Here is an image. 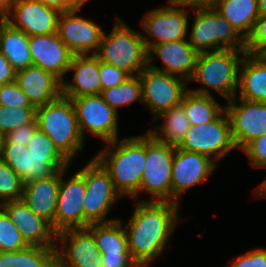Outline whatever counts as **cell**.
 Listing matches in <instances>:
<instances>
[{
    "mask_svg": "<svg viewBox=\"0 0 266 267\" xmlns=\"http://www.w3.org/2000/svg\"><path fill=\"white\" fill-rule=\"evenodd\" d=\"M179 207L175 202H136L125 232L129 255L138 267L149 266L165 250L180 221Z\"/></svg>",
    "mask_w": 266,
    "mask_h": 267,
    "instance_id": "obj_1",
    "label": "cell"
},
{
    "mask_svg": "<svg viewBox=\"0 0 266 267\" xmlns=\"http://www.w3.org/2000/svg\"><path fill=\"white\" fill-rule=\"evenodd\" d=\"M107 144L94 158L108 172L122 197H138L146 161V134L120 141L116 139Z\"/></svg>",
    "mask_w": 266,
    "mask_h": 267,
    "instance_id": "obj_2",
    "label": "cell"
},
{
    "mask_svg": "<svg viewBox=\"0 0 266 267\" xmlns=\"http://www.w3.org/2000/svg\"><path fill=\"white\" fill-rule=\"evenodd\" d=\"M246 53V50L233 49L199 53L190 81L201 83L203 88L190 89L189 91L200 95L211 96L210 89H212L227 101H230L236 96L239 66Z\"/></svg>",
    "mask_w": 266,
    "mask_h": 267,
    "instance_id": "obj_3",
    "label": "cell"
},
{
    "mask_svg": "<svg viewBox=\"0 0 266 267\" xmlns=\"http://www.w3.org/2000/svg\"><path fill=\"white\" fill-rule=\"evenodd\" d=\"M38 129L48 135L57 149L71 162L83 150L76 111L72 100L61 95L52 102L36 107Z\"/></svg>",
    "mask_w": 266,
    "mask_h": 267,
    "instance_id": "obj_4",
    "label": "cell"
},
{
    "mask_svg": "<svg viewBox=\"0 0 266 267\" xmlns=\"http://www.w3.org/2000/svg\"><path fill=\"white\" fill-rule=\"evenodd\" d=\"M147 54L142 33L132 30L122 19L117 18L109 35L104 32L95 55L99 61L122 69L130 76H135L147 67Z\"/></svg>",
    "mask_w": 266,
    "mask_h": 267,
    "instance_id": "obj_5",
    "label": "cell"
},
{
    "mask_svg": "<svg viewBox=\"0 0 266 267\" xmlns=\"http://www.w3.org/2000/svg\"><path fill=\"white\" fill-rule=\"evenodd\" d=\"M192 9L196 12L189 34V43L198 53L208 52V49L246 50L245 40L213 6L192 7Z\"/></svg>",
    "mask_w": 266,
    "mask_h": 267,
    "instance_id": "obj_6",
    "label": "cell"
},
{
    "mask_svg": "<svg viewBox=\"0 0 266 267\" xmlns=\"http://www.w3.org/2000/svg\"><path fill=\"white\" fill-rule=\"evenodd\" d=\"M78 172L85 180L86 189L83 199L84 228L93 223L116 220L106 216L122 196L115 189L108 172L94 157Z\"/></svg>",
    "mask_w": 266,
    "mask_h": 267,
    "instance_id": "obj_7",
    "label": "cell"
},
{
    "mask_svg": "<svg viewBox=\"0 0 266 267\" xmlns=\"http://www.w3.org/2000/svg\"><path fill=\"white\" fill-rule=\"evenodd\" d=\"M176 146L164 144L146 132V161L139 192L153 197L147 201L171 202L172 162Z\"/></svg>",
    "mask_w": 266,
    "mask_h": 267,
    "instance_id": "obj_8",
    "label": "cell"
},
{
    "mask_svg": "<svg viewBox=\"0 0 266 267\" xmlns=\"http://www.w3.org/2000/svg\"><path fill=\"white\" fill-rule=\"evenodd\" d=\"M177 148L203 154L211 159L214 157V161H220L232 152L236 147L232 140L231 123L226 110L210 123L191 126Z\"/></svg>",
    "mask_w": 266,
    "mask_h": 267,
    "instance_id": "obj_9",
    "label": "cell"
},
{
    "mask_svg": "<svg viewBox=\"0 0 266 267\" xmlns=\"http://www.w3.org/2000/svg\"><path fill=\"white\" fill-rule=\"evenodd\" d=\"M142 85V103L146 104L155 120L161 113L182 103L189 91L184 78L144 68L139 73Z\"/></svg>",
    "mask_w": 266,
    "mask_h": 267,
    "instance_id": "obj_10",
    "label": "cell"
},
{
    "mask_svg": "<svg viewBox=\"0 0 266 267\" xmlns=\"http://www.w3.org/2000/svg\"><path fill=\"white\" fill-rule=\"evenodd\" d=\"M74 105L78 127L83 139L84 134L99 137L109 143L118 138V113L111 108L101 95H85L71 98Z\"/></svg>",
    "mask_w": 266,
    "mask_h": 267,
    "instance_id": "obj_11",
    "label": "cell"
},
{
    "mask_svg": "<svg viewBox=\"0 0 266 267\" xmlns=\"http://www.w3.org/2000/svg\"><path fill=\"white\" fill-rule=\"evenodd\" d=\"M188 13L186 5L171 0H169V6H162L148 11L141 22V26L144 32H147L145 34L148 37L155 38V41L149 40L142 33L147 52L157 44L184 40L188 32V17L190 15Z\"/></svg>",
    "mask_w": 266,
    "mask_h": 267,
    "instance_id": "obj_12",
    "label": "cell"
},
{
    "mask_svg": "<svg viewBox=\"0 0 266 267\" xmlns=\"http://www.w3.org/2000/svg\"><path fill=\"white\" fill-rule=\"evenodd\" d=\"M56 240L57 267H102L101 252L86 228L62 230Z\"/></svg>",
    "mask_w": 266,
    "mask_h": 267,
    "instance_id": "obj_13",
    "label": "cell"
},
{
    "mask_svg": "<svg viewBox=\"0 0 266 267\" xmlns=\"http://www.w3.org/2000/svg\"><path fill=\"white\" fill-rule=\"evenodd\" d=\"M234 97L225 106L236 148L243 150L252 140L266 134V103Z\"/></svg>",
    "mask_w": 266,
    "mask_h": 267,
    "instance_id": "obj_14",
    "label": "cell"
},
{
    "mask_svg": "<svg viewBox=\"0 0 266 267\" xmlns=\"http://www.w3.org/2000/svg\"><path fill=\"white\" fill-rule=\"evenodd\" d=\"M216 165L214 159L208 156L176 147L172 162L171 202L180 204V195L206 181Z\"/></svg>",
    "mask_w": 266,
    "mask_h": 267,
    "instance_id": "obj_15",
    "label": "cell"
},
{
    "mask_svg": "<svg viewBox=\"0 0 266 267\" xmlns=\"http://www.w3.org/2000/svg\"><path fill=\"white\" fill-rule=\"evenodd\" d=\"M67 168L60 170V185L54 217V231L84 228L83 199L85 196V180L79 172H75L67 181L63 178Z\"/></svg>",
    "mask_w": 266,
    "mask_h": 267,
    "instance_id": "obj_16",
    "label": "cell"
},
{
    "mask_svg": "<svg viewBox=\"0 0 266 267\" xmlns=\"http://www.w3.org/2000/svg\"><path fill=\"white\" fill-rule=\"evenodd\" d=\"M79 10L60 13L57 34L74 55L96 54L104 31L94 22L77 16Z\"/></svg>",
    "mask_w": 266,
    "mask_h": 267,
    "instance_id": "obj_17",
    "label": "cell"
},
{
    "mask_svg": "<svg viewBox=\"0 0 266 267\" xmlns=\"http://www.w3.org/2000/svg\"><path fill=\"white\" fill-rule=\"evenodd\" d=\"M1 160L7 163L23 181L45 178L68 168L72 163L66 157H36L25 145L20 144H5Z\"/></svg>",
    "mask_w": 266,
    "mask_h": 267,
    "instance_id": "obj_18",
    "label": "cell"
},
{
    "mask_svg": "<svg viewBox=\"0 0 266 267\" xmlns=\"http://www.w3.org/2000/svg\"><path fill=\"white\" fill-rule=\"evenodd\" d=\"M0 207L15 224L28 246L57 247V233L52 226L36 215L22 199L3 202Z\"/></svg>",
    "mask_w": 266,
    "mask_h": 267,
    "instance_id": "obj_19",
    "label": "cell"
},
{
    "mask_svg": "<svg viewBox=\"0 0 266 267\" xmlns=\"http://www.w3.org/2000/svg\"><path fill=\"white\" fill-rule=\"evenodd\" d=\"M60 13L35 0H16L5 21L28 36L48 35L57 33Z\"/></svg>",
    "mask_w": 266,
    "mask_h": 267,
    "instance_id": "obj_20",
    "label": "cell"
},
{
    "mask_svg": "<svg viewBox=\"0 0 266 267\" xmlns=\"http://www.w3.org/2000/svg\"><path fill=\"white\" fill-rule=\"evenodd\" d=\"M29 49L34 66L53 74L61 82L64 81L74 54L57 33L29 36Z\"/></svg>",
    "mask_w": 266,
    "mask_h": 267,
    "instance_id": "obj_21",
    "label": "cell"
},
{
    "mask_svg": "<svg viewBox=\"0 0 266 267\" xmlns=\"http://www.w3.org/2000/svg\"><path fill=\"white\" fill-rule=\"evenodd\" d=\"M148 67L167 74L177 75L189 81L196 67L198 52L191 46L189 40L169 41L154 45L148 52ZM154 53V54H153ZM156 55L164 67L152 64Z\"/></svg>",
    "mask_w": 266,
    "mask_h": 267,
    "instance_id": "obj_22",
    "label": "cell"
},
{
    "mask_svg": "<svg viewBox=\"0 0 266 267\" xmlns=\"http://www.w3.org/2000/svg\"><path fill=\"white\" fill-rule=\"evenodd\" d=\"M60 185V171L45 178L24 181L22 200L54 230V217Z\"/></svg>",
    "mask_w": 266,
    "mask_h": 267,
    "instance_id": "obj_23",
    "label": "cell"
},
{
    "mask_svg": "<svg viewBox=\"0 0 266 267\" xmlns=\"http://www.w3.org/2000/svg\"><path fill=\"white\" fill-rule=\"evenodd\" d=\"M15 82L35 107L48 104L62 95V82L38 66L31 65L17 71Z\"/></svg>",
    "mask_w": 266,
    "mask_h": 267,
    "instance_id": "obj_24",
    "label": "cell"
},
{
    "mask_svg": "<svg viewBox=\"0 0 266 267\" xmlns=\"http://www.w3.org/2000/svg\"><path fill=\"white\" fill-rule=\"evenodd\" d=\"M100 61L95 54L74 55L68 69L73 72V82H62V95L75 98L101 94Z\"/></svg>",
    "mask_w": 266,
    "mask_h": 267,
    "instance_id": "obj_25",
    "label": "cell"
},
{
    "mask_svg": "<svg viewBox=\"0 0 266 267\" xmlns=\"http://www.w3.org/2000/svg\"><path fill=\"white\" fill-rule=\"evenodd\" d=\"M240 66L239 98L266 103V58L246 53Z\"/></svg>",
    "mask_w": 266,
    "mask_h": 267,
    "instance_id": "obj_26",
    "label": "cell"
},
{
    "mask_svg": "<svg viewBox=\"0 0 266 267\" xmlns=\"http://www.w3.org/2000/svg\"><path fill=\"white\" fill-rule=\"evenodd\" d=\"M213 7L246 40L259 18L258 0H217Z\"/></svg>",
    "mask_w": 266,
    "mask_h": 267,
    "instance_id": "obj_27",
    "label": "cell"
},
{
    "mask_svg": "<svg viewBox=\"0 0 266 267\" xmlns=\"http://www.w3.org/2000/svg\"><path fill=\"white\" fill-rule=\"evenodd\" d=\"M0 52L16 72L33 65L29 36L5 20L0 23Z\"/></svg>",
    "mask_w": 266,
    "mask_h": 267,
    "instance_id": "obj_28",
    "label": "cell"
},
{
    "mask_svg": "<svg viewBox=\"0 0 266 267\" xmlns=\"http://www.w3.org/2000/svg\"><path fill=\"white\" fill-rule=\"evenodd\" d=\"M122 220L93 223L86 229L93 235L101 254H129L127 235Z\"/></svg>",
    "mask_w": 266,
    "mask_h": 267,
    "instance_id": "obj_29",
    "label": "cell"
},
{
    "mask_svg": "<svg viewBox=\"0 0 266 267\" xmlns=\"http://www.w3.org/2000/svg\"><path fill=\"white\" fill-rule=\"evenodd\" d=\"M162 118L164 119V124L162 126H157L154 130L149 129L147 132L156 140L177 147L191 127L183 106L180 104L172 107L168 111L161 113L155 120Z\"/></svg>",
    "mask_w": 266,
    "mask_h": 267,
    "instance_id": "obj_30",
    "label": "cell"
},
{
    "mask_svg": "<svg viewBox=\"0 0 266 267\" xmlns=\"http://www.w3.org/2000/svg\"><path fill=\"white\" fill-rule=\"evenodd\" d=\"M56 247L27 246L19 251L0 252V267H55Z\"/></svg>",
    "mask_w": 266,
    "mask_h": 267,
    "instance_id": "obj_31",
    "label": "cell"
},
{
    "mask_svg": "<svg viewBox=\"0 0 266 267\" xmlns=\"http://www.w3.org/2000/svg\"><path fill=\"white\" fill-rule=\"evenodd\" d=\"M181 105L191 126L210 123L225 110V106H221L212 95H200L191 91L184 95Z\"/></svg>",
    "mask_w": 266,
    "mask_h": 267,
    "instance_id": "obj_32",
    "label": "cell"
},
{
    "mask_svg": "<svg viewBox=\"0 0 266 267\" xmlns=\"http://www.w3.org/2000/svg\"><path fill=\"white\" fill-rule=\"evenodd\" d=\"M100 95L117 113L121 106L137 100L142 103V85L139 75L130 76L122 84L102 90Z\"/></svg>",
    "mask_w": 266,
    "mask_h": 267,
    "instance_id": "obj_33",
    "label": "cell"
},
{
    "mask_svg": "<svg viewBox=\"0 0 266 267\" xmlns=\"http://www.w3.org/2000/svg\"><path fill=\"white\" fill-rule=\"evenodd\" d=\"M36 119V107L13 108L0 105V132L4 135Z\"/></svg>",
    "mask_w": 266,
    "mask_h": 267,
    "instance_id": "obj_34",
    "label": "cell"
},
{
    "mask_svg": "<svg viewBox=\"0 0 266 267\" xmlns=\"http://www.w3.org/2000/svg\"><path fill=\"white\" fill-rule=\"evenodd\" d=\"M23 188L22 178L7 163L0 160V204L21 200Z\"/></svg>",
    "mask_w": 266,
    "mask_h": 267,
    "instance_id": "obj_35",
    "label": "cell"
},
{
    "mask_svg": "<svg viewBox=\"0 0 266 267\" xmlns=\"http://www.w3.org/2000/svg\"><path fill=\"white\" fill-rule=\"evenodd\" d=\"M27 246L15 224L0 207V252L19 251Z\"/></svg>",
    "mask_w": 266,
    "mask_h": 267,
    "instance_id": "obj_36",
    "label": "cell"
},
{
    "mask_svg": "<svg viewBox=\"0 0 266 267\" xmlns=\"http://www.w3.org/2000/svg\"><path fill=\"white\" fill-rule=\"evenodd\" d=\"M29 152L36 157H65L47 134L37 129L26 144Z\"/></svg>",
    "mask_w": 266,
    "mask_h": 267,
    "instance_id": "obj_37",
    "label": "cell"
},
{
    "mask_svg": "<svg viewBox=\"0 0 266 267\" xmlns=\"http://www.w3.org/2000/svg\"><path fill=\"white\" fill-rule=\"evenodd\" d=\"M246 52L251 55L263 56L266 53V15L259 16L253 30L245 40Z\"/></svg>",
    "mask_w": 266,
    "mask_h": 267,
    "instance_id": "obj_38",
    "label": "cell"
},
{
    "mask_svg": "<svg viewBox=\"0 0 266 267\" xmlns=\"http://www.w3.org/2000/svg\"><path fill=\"white\" fill-rule=\"evenodd\" d=\"M0 105L13 108L35 107L15 81L0 86Z\"/></svg>",
    "mask_w": 266,
    "mask_h": 267,
    "instance_id": "obj_39",
    "label": "cell"
},
{
    "mask_svg": "<svg viewBox=\"0 0 266 267\" xmlns=\"http://www.w3.org/2000/svg\"><path fill=\"white\" fill-rule=\"evenodd\" d=\"M100 81L102 90L122 84L130 75L122 69L100 61Z\"/></svg>",
    "mask_w": 266,
    "mask_h": 267,
    "instance_id": "obj_40",
    "label": "cell"
},
{
    "mask_svg": "<svg viewBox=\"0 0 266 267\" xmlns=\"http://www.w3.org/2000/svg\"><path fill=\"white\" fill-rule=\"evenodd\" d=\"M255 168H266V134L252 140L243 150Z\"/></svg>",
    "mask_w": 266,
    "mask_h": 267,
    "instance_id": "obj_41",
    "label": "cell"
},
{
    "mask_svg": "<svg viewBox=\"0 0 266 267\" xmlns=\"http://www.w3.org/2000/svg\"><path fill=\"white\" fill-rule=\"evenodd\" d=\"M229 267H266V249L247 251L236 258Z\"/></svg>",
    "mask_w": 266,
    "mask_h": 267,
    "instance_id": "obj_42",
    "label": "cell"
},
{
    "mask_svg": "<svg viewBox=\"0 0 266 267\" xmlns=\"http://www.w3.org/2000/svg\"><path fill=\"white\" fill-rule=\"evenodd\" d=\"M38 129L36 119L27 125H23L5 135V144L25 145Z\"/></svg>",
    "mask_w": 266,
    "mask_h": 267,
    "instance_id": "obj_43",
    "label": "cell"
},
{
    "mask_svg": "<svg viewBox=\"0 0 266 267\" xmlns=\"http://www.w3.org/2000/svg\"><path fill=\"white\" fill-rule=\"evenodd\" d=\"M41 2L47 7L58 10L59 12H68L81 9L84 3L89 0H35Z\"/></svg>",
    "mask_w": 266,
    "mask_h": 267,
    "instance_id": "obj_44",
    "label": "cell"
},
{
    "mask_svg": "<svg viewBox=\"0 0 266 267\" xmlns=\"http://www.w3.org/2000/svg\"><path fill=\"white\" fill-rule=\"evenodd\" d=\"M102 267H138L129 254H101Z\"/></svg>",
    "mask_w": 266,
    "mask_h": 267,
    "instance_id": "obj_45",
    "label": "cell"
},
{
    "mask_svg": "<svg viewBox=\"0 0 266 267\" xmlns=\"http://www.w3.org/2000/svg\"><path fill=\"white\" fill-rule=\"evenodd\" d=\"M16 71L8 62L7 58L0 52V85L15 81Z\"/></svg>",
    "mask_w": 266,
    "mask_h": 267,
    "instance_id": "obj_46",
    "label": "cell"
},
{
    "mask_svg": "<svg viewBox=\"0 0 266 267\" xmlns=\"http://www.w3.org/2000/svg\"><path fill=\"white\" fill-rule=\"evenodd\" d=\"M173 2L192 7L213 6L217 0H171Z\"/></svg>",
    "mask_w": 266,
    "mask_h": 267,
    "instance_id": "obj_47",
    "label": "cell"
},
{
    "mask_svg": "<svg viewBox=\"0 0 266 267\" xmlns=\"http://www.w3.org/2000/svg\"><path fill=\"white\" fill-rule=\"evenodd\" d=\"M16 0H0V18L4 19L9 17V13Z\"/></svg>",
    "mask_w": 266,
    "mask_h": 267,
    "instance_id": "obj_48",
    "label": "cell"
},
{
    "mask_svg": "<svg viewBox=\"0 0 266 267\" xmlns=\"http://www.w3.org/2000/svg\"><path fill=\"white\" fill-rule=\"evenodd\" d=\"M256 196H260V197H266V180H264L262 183H260L257 188H255L254 190Z\"/></svg>",
    "mask_w": 266,
    "mask_h": 267,
    "instance_id": "obj_49",
    "label": "cell"
},
{
    "mask_svg": "<svg viewBox=\"0 0 266 267\" xmlns=\"http://www.w3.org/2000/svg\"><path fill=\"white\" fill-rule=\"evenodd\" d=\"M258 10L260 16L266 15V0H258Z\"/></svg>",
    "mask_w": 266,
    "mask_h": 267,
    "instance_id": "obj_50",
    "label": "cell"
},
{
    "mask_svg": "<svg viewBox=\"0 0 266 267\" xmlns=\"http://www.w3.org/2000/svg\"><path fill=\"white\" fill-rule=\"evenodd\" d=\"M4 145H5V135L0 132V160L3 154Z\"/></svg>",
    "mask_w": 266,
    "mask_h": 267,
    "instance_id": "obj_51",
    "label": "cell"
}]
</instances>
